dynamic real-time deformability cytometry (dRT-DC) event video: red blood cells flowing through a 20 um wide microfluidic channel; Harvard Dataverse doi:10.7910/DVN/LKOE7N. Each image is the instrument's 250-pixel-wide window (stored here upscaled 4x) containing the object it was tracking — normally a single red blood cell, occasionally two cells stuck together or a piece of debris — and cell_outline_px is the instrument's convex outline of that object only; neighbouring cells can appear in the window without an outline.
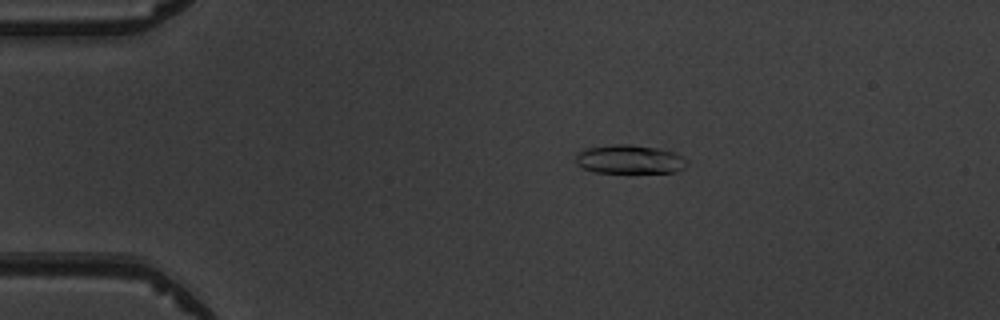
{"species": "common noctule bat (a hibernating species)", "species_latin": "Nyctalus noctula", "temperature_condition": "warm", "stored_images_in_passage": 6, "camera_frame_rate_fps": 3000, "um_per_image_px": 0.085, "animal": {"sex": "male", "body_mass_g": 19.5, "forearm_length_mm": 54.6}, "frame": {"image": 1, "passage_image": 4, "time_ms": 3.333, "image_size_px": [1000, 320], "cell_outline_px": [[688, 164], [684, 168], [676, 172], [596, 172], [584, 168], [576, 164], [576, 152], [584, 148], [616, 144], [632, 144], [656, 148], [672, 152], [688, 160]], "centroid_in_image_um": [53.49, 13.54], "position_along_channel_um": 31.5, "area_um2": 18.61}}